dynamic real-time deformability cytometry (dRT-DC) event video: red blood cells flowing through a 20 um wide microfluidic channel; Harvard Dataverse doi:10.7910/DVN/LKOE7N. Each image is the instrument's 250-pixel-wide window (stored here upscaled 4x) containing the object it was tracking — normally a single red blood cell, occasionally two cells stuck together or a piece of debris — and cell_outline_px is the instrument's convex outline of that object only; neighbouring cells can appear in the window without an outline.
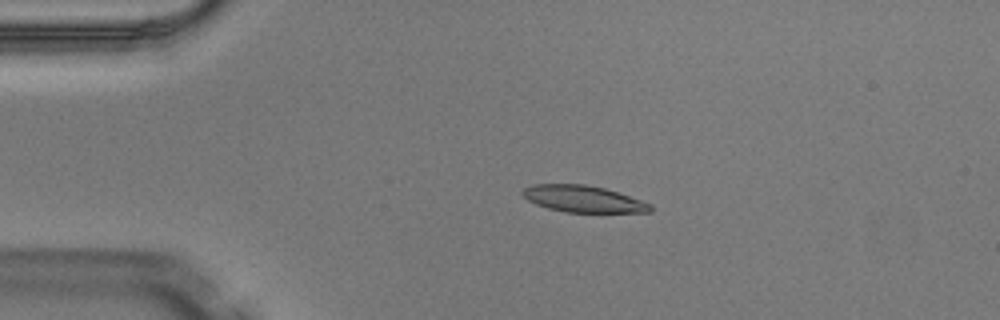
{"species": "Egyptian fruit bat (a non-hibernating species)", "species_latin": "Rousettus aegyptiacus", "temperature_condition": "warm", "stored_images_in_passage": 4, "camera_frame_rate_fps": 3000, "um_per_image_px": 0.085, "animal": {"sex": "male"}, "frame": {"image": 1, "passage_image": 3, "time_ms": 0.667, "image_size_px": [1000, 320], "cell_outline_px": [[652, 212], [564, 212], [548, 208], [536, 204], [528, 200], [520, 192], [524, 188], [532, 184], [584, 184], [604, 188], [652, 204]], "centroid_in_image_um": [49.54, 16.91], "position_along_channel_um": 35.5, "area_um2": 19.71}}